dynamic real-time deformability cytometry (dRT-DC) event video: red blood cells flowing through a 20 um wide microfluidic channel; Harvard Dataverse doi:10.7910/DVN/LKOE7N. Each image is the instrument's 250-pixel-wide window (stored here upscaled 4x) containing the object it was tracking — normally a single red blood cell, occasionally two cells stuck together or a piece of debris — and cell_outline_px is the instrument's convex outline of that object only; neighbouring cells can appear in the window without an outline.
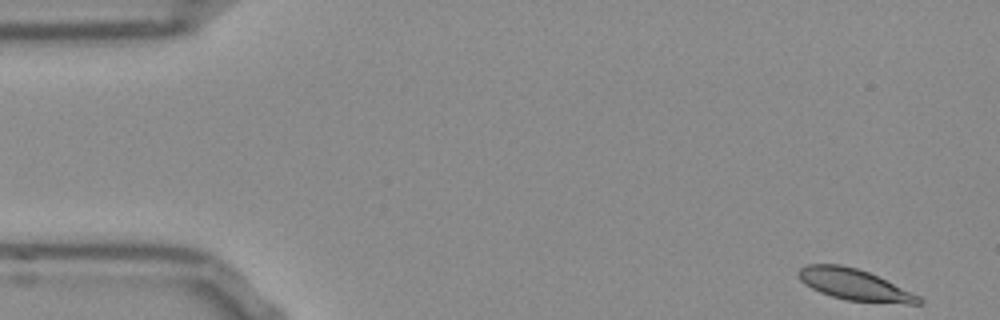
{"species": "Egyptian fruit bat (a non-hibernating species)", "species_latin": "Rousettus aegyptiacus", "temperature_condition": "room temperature", "stored_images_in_passage": 52, "camera_frame_rate_fps": 3000, "um_per_image_px": 0.085, "frame": {"image": 1, "passage_image": 1, "time_ms": 0.0, "image_size_px": [1000, 320], "cell_outline_px": [[924, 304], [904, 304], [844, 300], [820, 292], [804, 284], [796, 276], [796, 272], [800, 268], [808, 264], [840, 264], [856, 268], [868, 272], [920, 296], [924, 300]], "centroid_in_image_um": [72.61, 24.2], "position_along_channel_um": 12.4, "area_um2": 21.96}}
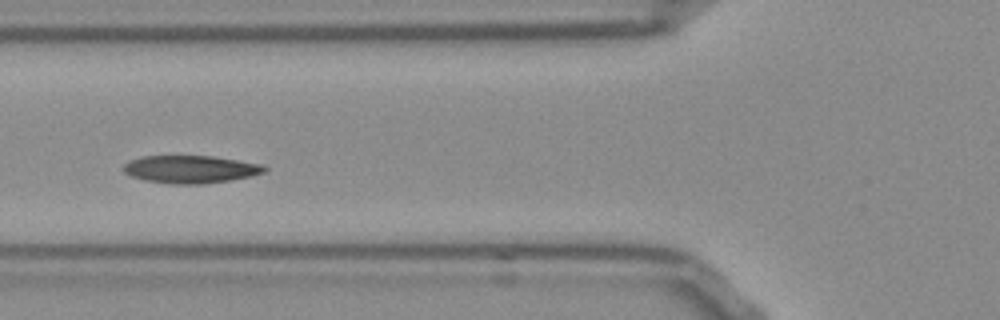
{"frame": {"image": 2, "passage_image": 18, "time_ms": 5.667, "image_size_px": [1000, 320], "cell_outline_px": [[268, 168], [264, 172], [252, 176], [232, 180], [200, 184], [172, 184], [144, 180], [132, 176], [124, 172], [124, 164], [128, 160], [144, 156], [212, 156], [260, 164]], "centroid_in_image_um": [16.18, 14.39], "position_along_channel_um": 109.6, "area_um2": 22.66}}
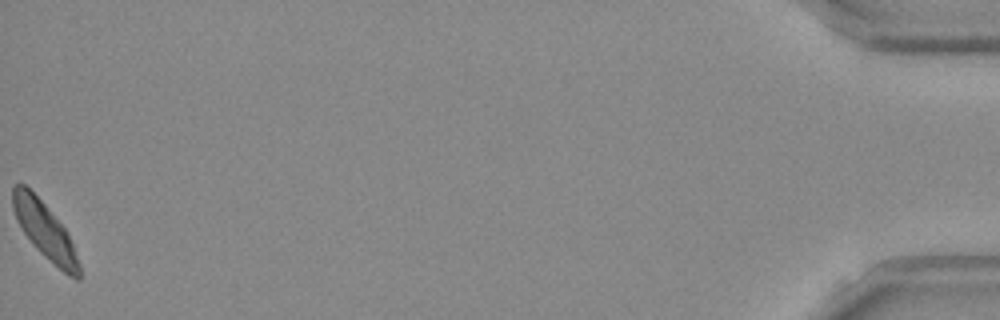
{"frame": {"image": 3, "passage_image": 52, "time_ms": 17.0, "image_size_px": [1000, 320], "cell_outline_px": [[80, 280], [76, 280], [68, 276], [44, 256], [36, 248], [24, 232], [16, 220], [12, 208], [12, 188], [16, 184], [24, 184], [44, 204], [64, 228], [72, 244], [80, 264]], "centroid_in_image_um": [3.8, 19.63], "position_along_channel_um": 431.4, "area_um2": 21.33}, "authors_computed_cell_mechanics": {"area_um2": 22.4842, "velocity_mm_per_s": 3.7563, "shape_relaxation_time_tau1_ms": 2.6867, "shape_relaxation_time_tau2_ms": 4.0744, "deformation_change_tau1": 0.1206, "deformation_change_tau2": 0.0634}}